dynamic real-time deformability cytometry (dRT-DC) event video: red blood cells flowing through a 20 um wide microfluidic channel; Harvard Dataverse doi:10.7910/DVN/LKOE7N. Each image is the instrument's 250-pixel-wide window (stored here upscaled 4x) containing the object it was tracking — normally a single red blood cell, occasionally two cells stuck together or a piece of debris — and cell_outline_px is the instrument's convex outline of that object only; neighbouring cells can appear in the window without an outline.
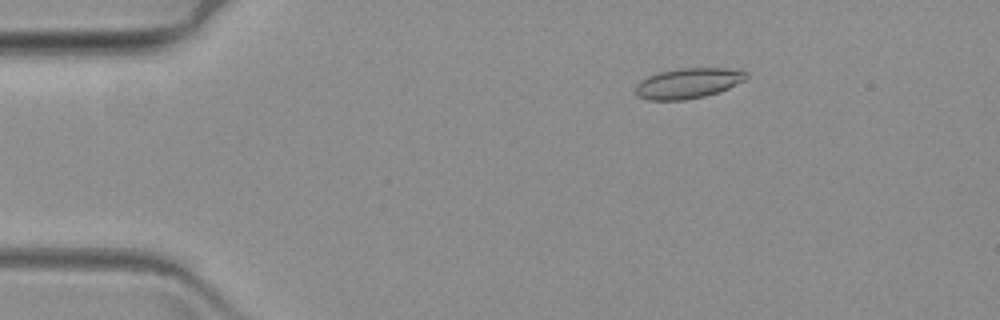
{"species": "common noctule bat (a hibernating species)", "species_latin": "Nyctalus noctula", "temperature_condition": "warm", "stored_images_in_passage": 64, "camera_frame_rate_fps": 3000, "um_per_image_px": 0.085, "animal": {"sex": "female", "body_mass_g": 19.3, "forearm_length_mm": 54.1}, "frame": {"image": 1, "passage_image": 11, "time_ms": 3.333, "image_size_px": [1000, 320], "cell_outline_px": [[748, 76], [744, 80], [728, 88], [704, 96], [680, 100], [648, 100], [636, 96], [636, 84], [640, 80], [648, 76], [660, 72], [680, 68], [724, 68], [748, 72]], "centroid_in_image_um": [58.45, 7.07], "position_along_channel_um": 26.6, "area_um2": 19.36}}
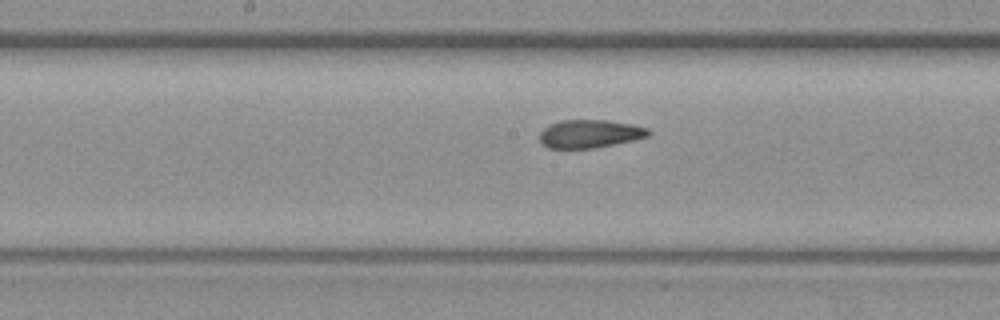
{"frame": {"image": 2, "passage_image": 33, "time_ms": 10.667, "image_size_px": [1000, 320], "cell_outline_px": [[652, 132], [648, 136], [632, 140], [592, 148], [548, 148], [540, 140], [540, 132], [548, 124], [560, 120], [604, 120], [632, 124], [648, 128]], "centroid_in_image_um": [50.12, 11.36], "position_along_channel_um": 198.1, "area_um2": 17.69}}
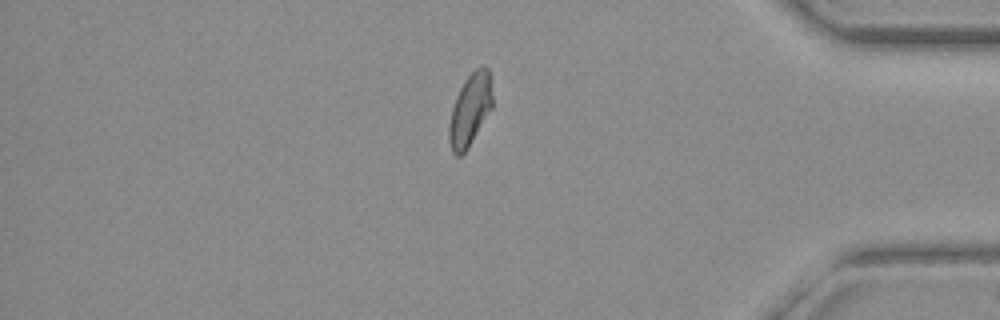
{"frame": {"image": 3, "passage_image": 54, "time_ms": 17.667, "image_size_px": [1000, 320], "cell_outline_px": [[492, 108], [468, 148], [460, 156], [456, 156], [452, 152], [448, 140], [448, 124], [452, 108], [456, 96], [464, 80], [476, 68], [484, 64], [488, 68], [492, 76]], "centroid_in_image_um": [39.96, 9.3], "position_along_channel_um": 395.2, "area_um2": 18.55}}